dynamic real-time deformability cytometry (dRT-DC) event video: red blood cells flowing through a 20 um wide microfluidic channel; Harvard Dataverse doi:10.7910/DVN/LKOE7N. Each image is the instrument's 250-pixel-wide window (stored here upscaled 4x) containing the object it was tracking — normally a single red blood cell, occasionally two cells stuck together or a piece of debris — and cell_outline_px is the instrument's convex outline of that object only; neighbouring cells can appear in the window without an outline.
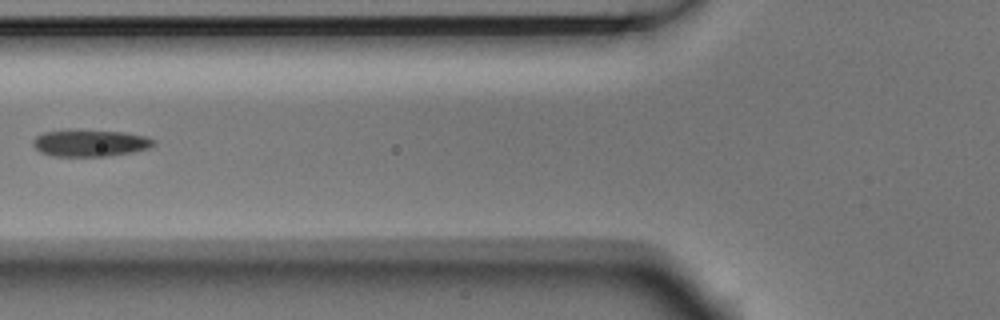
{"species": "Egyptian fruit bat (a non-hibernating species)", "species_latin": "Rousettus aegyptiacus", "temperature_condition": "room temperature", "stored_images_in_passage": 4, "camera_frame_rate_fps": 3000, "um_per_image_px": 0.085, "animal": {"sex": "male"}, "frame": {"image": 1, "passage_image": 3, "time_ms": 0.667, "image_size_px": [1000, 320], "cell_outline_px": [[156, 144], [148, 148], [132, 152], [108, 156], [52, 156], [40, 152], [32, 144], [32, 140], [36, 136], [44, 132], [124, 132], [148, 136], [156, 140]], "centroid_in_image_um": [7.71, 12.19], "position_along_channel_um": 118.1, "area_um2": 18.26}}
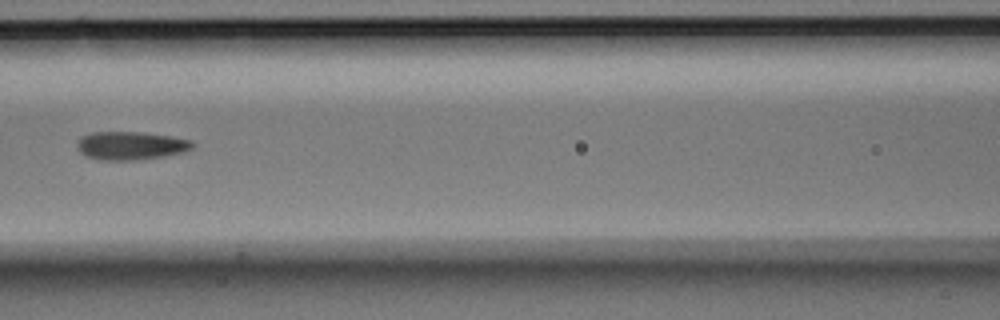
{"frame": {"image": 2, "passage_image": 4, "time_ms": 1.0, "image_size_px": [1000, 320], "cell_outline_px": [[196, 144], [192, 148], [180, 152], [164, 156], [132, 160], [100, 160], [88, 156], [80, 152], [76, 144], [84, 136], [92, 132], [144, 132], [172, 136], [192, 140]], "centroid_in_image_um": [11.15, 12.37], "position_along_channel_um": 155.5, "area_um2": 18.84}}